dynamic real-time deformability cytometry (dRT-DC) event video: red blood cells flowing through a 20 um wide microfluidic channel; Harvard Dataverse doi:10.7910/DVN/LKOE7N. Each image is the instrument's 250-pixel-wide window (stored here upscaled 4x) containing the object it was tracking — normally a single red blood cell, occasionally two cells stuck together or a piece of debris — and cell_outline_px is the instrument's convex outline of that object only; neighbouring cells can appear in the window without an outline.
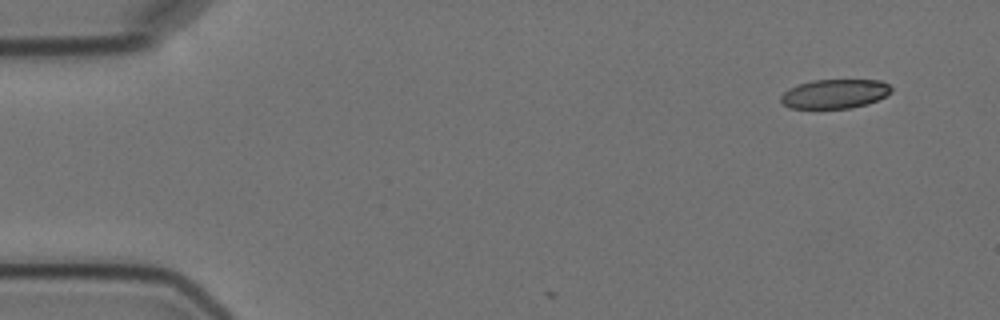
{"species": "Egyptian fruit bat (a non-hibernating species)", "species_latin": "Rousettus aegyptiacus", "temperature_condition": "cold", "stored_images_in_passage": 6, "camera_frame_rate_fps": 3000, "um_per_image_px": 0.085, "animal": {"sex": "female"}, "frame": {"image": 1, "passage_image": 1, "time_ms": 0.0, "image_size_px": [1000, 320], "cell_outline_px": [[892, 92], [868, 104], [852, 108], [788, 108], [780, 100], [780, 96], [788, 88], [812, 80], [880, 80], [888, 84], [892, 88]], "centroid_in_image_um": [70.95, 7.97], "position_along_channel_um": 14.1, "area_um2": 18.79}}
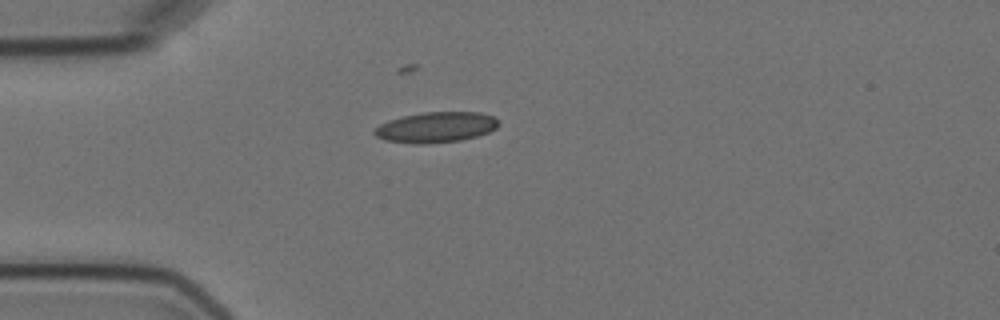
{"frame": {"image": 2, "passage_image": 4, "time_ms": 3.667, "image_size_px": [1000, 320], "cell_outline_px": [[500, 124], [496, 128], [488, 132], [476, 136], [460, 140], [424, 144], [416, 144], [384, 140], [376, 136], [372, 132], [380, 124], [388, 120], [404, 116], [424, 112], [480, 112], [492, 116]], "centroid_in_image_um": [37.04, 10.82], "position_along_channel_um": 48.0, "area_um2": 21.96}}
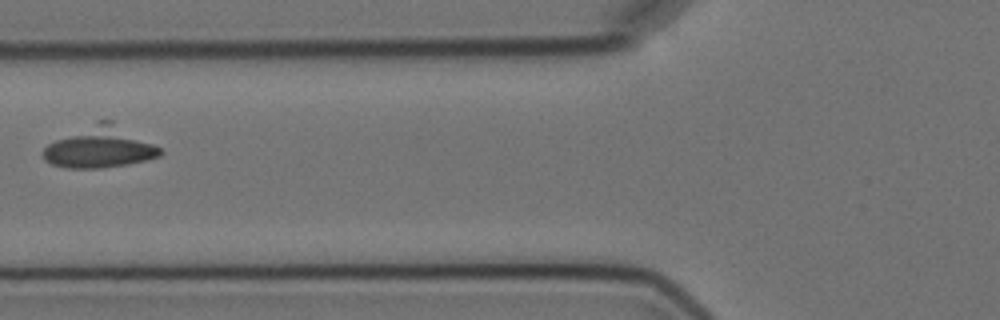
{"frame": {"image": 3, "passage_image": 6, "time_ms": 6.0, "image_size_px": [1000, 320], "cell_outline_px": [[164, 152], [160, 156], [128, 164], [100, 168], [64, 168], [52, 164], [44, 160], [40, 152], [48, 144], [96, 120], [112, 120], [160, 148]], "centroid_in_image_um": [8.46, 12.52], "position_along_channel_um": 117.3, "area_um2": 27.98}}